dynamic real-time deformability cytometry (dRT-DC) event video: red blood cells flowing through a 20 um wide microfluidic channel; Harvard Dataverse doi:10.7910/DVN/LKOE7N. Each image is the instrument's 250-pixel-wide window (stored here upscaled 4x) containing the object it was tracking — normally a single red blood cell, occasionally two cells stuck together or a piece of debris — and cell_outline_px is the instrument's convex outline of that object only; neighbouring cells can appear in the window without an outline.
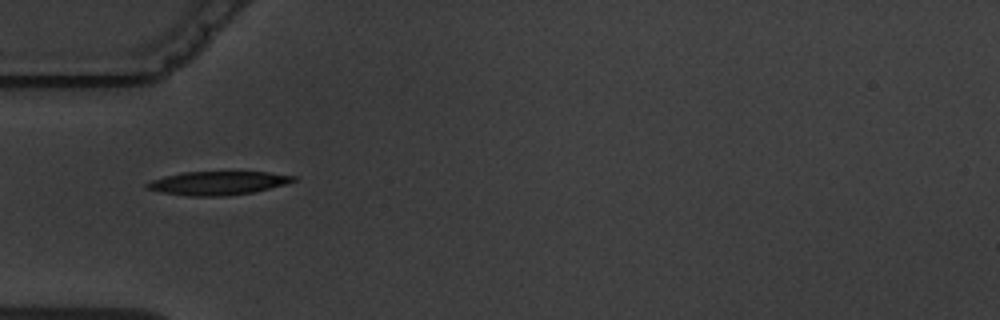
{"species": "common noctule bat (a hibernating species)", "species_latin": "Nyctalus noctula", "temperature_condition": "warm", "stored_images_in_passage": 2, "camera_frame_rate_fps": 3000, "um_per_image_px": 0.085, "animal": {"sex": "male", "body_mass_g": 19.5, "forearm_length_mm": 54.6}, "frame": {"image": 1, "passage_image": 1, "time_ms": 0.0, "image_size_px": [1000, 320], "cell_outline_px": [[296, 180], [284, 184], [252, 192], [228, 196], [188, 196], [160, 192], [148, 188], [144, 184], [152, 180], [164, 176], [180, 172], [232, 168], [268, 172], [296, 176]], "centroid_in_image_um": [18.53, 15.49], "position_along_channel_um": 66.5, "area_um2": 21.27}}